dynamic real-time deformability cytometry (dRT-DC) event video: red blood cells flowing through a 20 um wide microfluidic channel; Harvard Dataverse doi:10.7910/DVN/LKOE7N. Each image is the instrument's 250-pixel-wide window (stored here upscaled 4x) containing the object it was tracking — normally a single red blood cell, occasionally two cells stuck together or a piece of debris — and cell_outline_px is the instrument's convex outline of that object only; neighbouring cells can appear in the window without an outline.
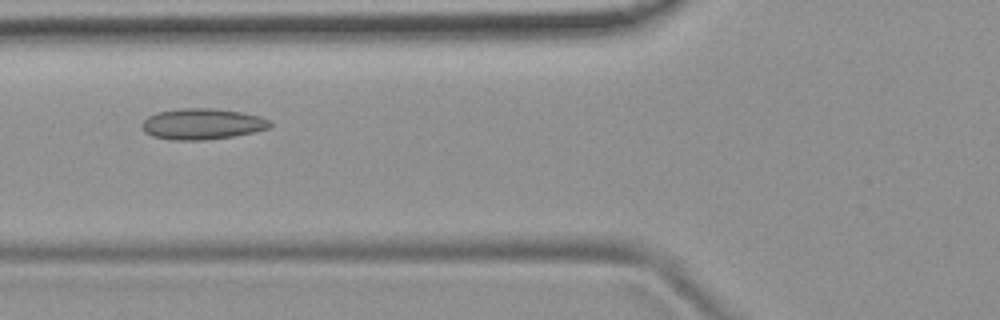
{"species": "common noctule bat (a hibernating species)", "species_latin": "Nyctalus noctula", "temperature_condition": "room temperature", "stored_images_in_passage": 5, "camera_frame_rate_fps": 3000, "um_per_image_px": 0.085, "animal": {"sex": "female", "body_mass_g": 19.9}, "frame": {"image": 1, "passage_image": 5, "time_ms": 4.667, "image_size_px": [1000, 320], "cell_outline_px": [[272, 124], [268, 128], [252, 132], [232, 136], [204, 140], [172, 140], [152, 136], [144, 132], [140, 124], [148, 116], [156, 112], [180, 108], [212, 108], [240, 112], [260, 116], [268, 120]], "centroid_in_image_um": [17.13, 10.53], "position_along_channel_um": 108.7, "area_um2": 23.06}}